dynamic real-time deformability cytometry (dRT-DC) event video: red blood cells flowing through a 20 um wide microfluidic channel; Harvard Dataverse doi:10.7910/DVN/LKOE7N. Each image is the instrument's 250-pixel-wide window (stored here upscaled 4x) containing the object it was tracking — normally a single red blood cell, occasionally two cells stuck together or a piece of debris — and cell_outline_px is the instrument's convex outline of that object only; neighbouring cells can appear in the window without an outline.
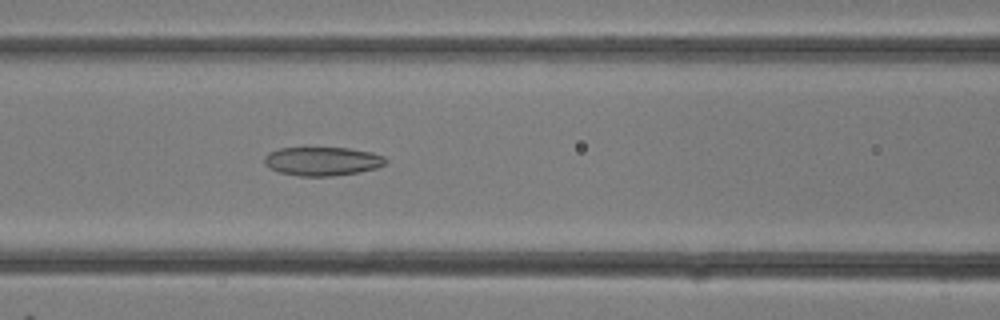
{"species": "common noctule bat (a hibernating species)", "species_latin": "Nyctalus noctula", "temperature_condition": "room temperature", "stored_images_in_passage": 27, "camera_frame_rate_fps": 3000, "um_per_image_px": 0.085, "animal": {"sex": "female"}, "frame": {"image": 1, "passage_image": 14, "time_ms": 4.333, "image_size_px": [1000, 320], "cell_outline_px": [[388, 160], [384, 164], [376, 168], [360, 172], [332, 176], [300, 176], [280, 172], [268, 168], [264, 164], [264, 156], [268, 152], [280, 148], [348, 148], [372, 152], [384, 156]], "centroid_in_image_um": [27.39, 13.7], "position_along_channel_um": 139.2, "area_um2": 20.4}}
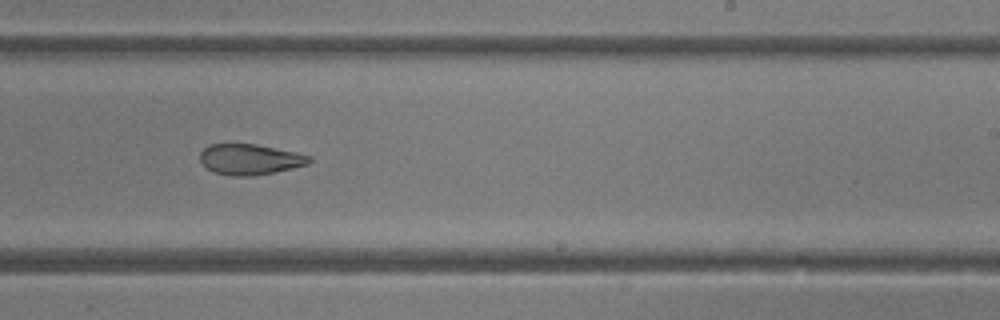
{"frame": {"image": 2, "passage_image": 20, "time_ms": 6.333, "image_size_px": [1000, 320], "cell_outline_px": [[312, 160], [308, 164], [292, 168], [252, 176], [232, 176], [212, 172], [200, 160], [200, 152], [208, 144], [256, 144], [296, 152], [312, 156]], "centroid_in_image_um": [21.24, 13.54], "position_along_channel_um": 267.8, "area_um2": 19.48}}
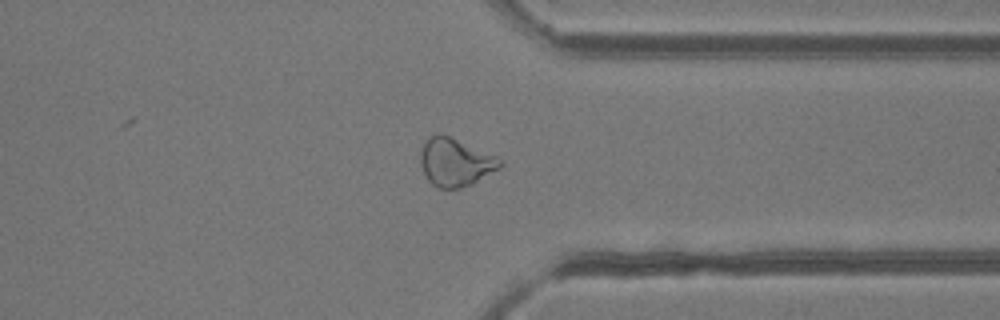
{"frame": {"image": 3, "passage_image": 25, "time_ms": 8.0, "image_size_px": [1000, 320], "cell_outline_px": [[504, 164], [500, 168], [460, 188], [436, 188], [428, 180], [420, 164], [420, 152], [424, 144], [432, 136], [440, 132], [496, 156], [504, 160]], "centroid_in_image_um": [38.7, 13.78], "position_along_channel_um": 372.7, "area_um2": 21.91}}